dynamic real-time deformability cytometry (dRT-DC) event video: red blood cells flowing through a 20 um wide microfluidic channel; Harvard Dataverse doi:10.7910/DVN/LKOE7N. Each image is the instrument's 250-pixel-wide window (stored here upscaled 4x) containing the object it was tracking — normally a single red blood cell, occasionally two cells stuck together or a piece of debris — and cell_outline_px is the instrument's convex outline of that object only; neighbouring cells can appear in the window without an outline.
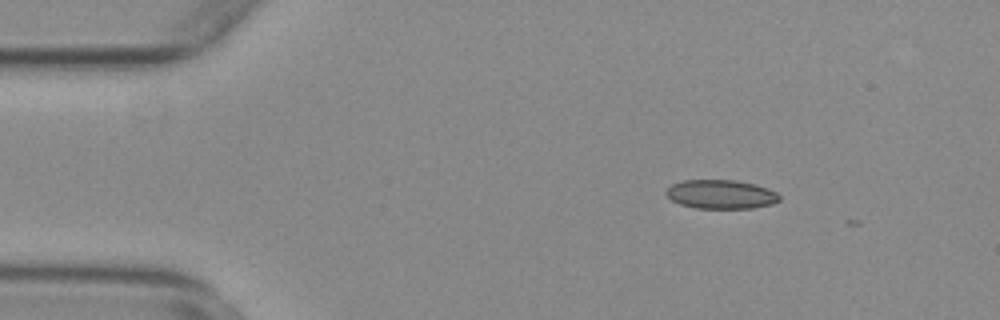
{"species": "common noctule bat (a hibernating species)", "species_latin": "Nyctalus noctula", "temperature_condition": "warm", "stored_images_in_passage": 5, "camera_frame_rate_fps": 3000, "um_per_image_px": 0.085, "animal": {"sex": "female", "body_mass_g": 29.2, "forearm_length_mm": 56.3}, "frame": {"image": 1, "passage_image": 1, "time_ms": 0.0, "image_size_px": [1000, 320], "cell_outline_px": [[780, 200], [772, 204], [752, 208], [696, 208], [680, 204], [672, 200], [664, 192], [672, 184], [684, 180], [736, 180], [756, 184], [768, 188], [776, 192], [780, 196]], "centroid_in_image_um": [61.3, 16.51], "position_along_channel_um": 23.7, "area_um2": 19.13}}